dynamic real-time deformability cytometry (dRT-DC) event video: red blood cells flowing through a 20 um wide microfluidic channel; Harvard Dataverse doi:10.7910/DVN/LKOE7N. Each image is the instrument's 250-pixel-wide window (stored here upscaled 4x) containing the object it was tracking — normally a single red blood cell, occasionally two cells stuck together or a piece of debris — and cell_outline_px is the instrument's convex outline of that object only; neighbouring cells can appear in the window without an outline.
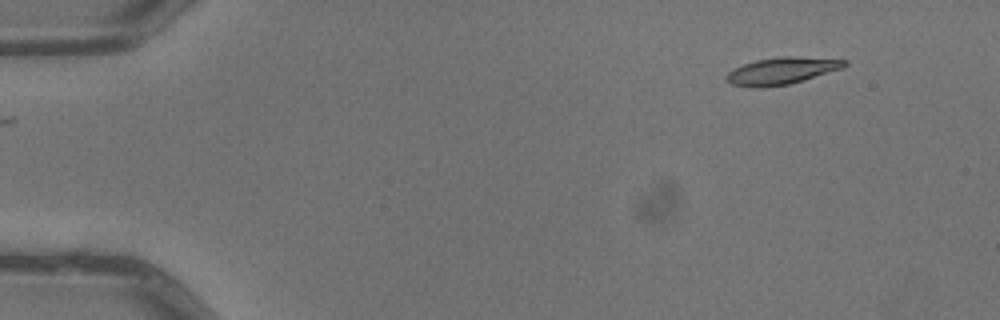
{"species": "common noctule bat (a hibernating species)", "species_latin": "Nyctalus noctula", "temperature_condition": "warm", "stored_images_in_passage": 2, "camera_frame_rate_fps": 3000, "um_per_image_px": 0.085, "animal": {"sex": "male", "body_mass_g": 13.3}, "frame": {"image": 1, "passage_image": 2, "time_ms": 0.333, "image_size_px": [1000, 320], "cell_outline_px": [[848, 64], [844, 68], [804, 80], [788, 84], [764, 88], [752, 88], [732, 84], [724, 76], [728, 72], [744, 64], [756, 60], [780, 56], [800, 56], [848, 60]], "centroid_in_image_um": [66.49, 6.02], "position_along_channel_um": 18.5, "area_um2": 18.73}}